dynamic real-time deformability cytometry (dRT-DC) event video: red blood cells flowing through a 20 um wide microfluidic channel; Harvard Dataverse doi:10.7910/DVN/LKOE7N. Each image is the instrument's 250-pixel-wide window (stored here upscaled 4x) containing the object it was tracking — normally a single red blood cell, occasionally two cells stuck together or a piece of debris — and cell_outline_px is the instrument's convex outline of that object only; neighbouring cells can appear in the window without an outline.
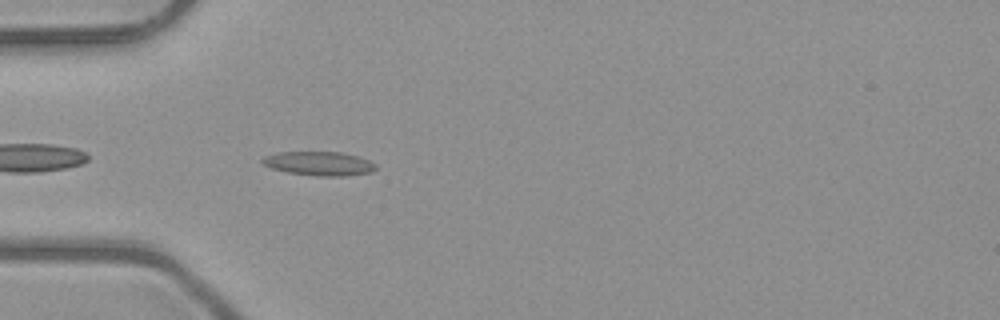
{"species": "common noctule bat (a hibernating species)", "species_latin": "Nyctalus noctula", "temperature_condition": "room temperature", "stored_images_in_passage": 39, "camera_frame_rate_fps": 3000, "um_per_image_px": 0.085, "animal": {"sex": "male", "body_mass_g": 23.1, "forearm_length_mm": 52.7}, "frame": {"image": 1, "passage_image": 3, "time_ms": 0.667, "image_size_px": [1000, 320], "cell_outline_px": [[376, 168], [372, 172], [344, 176], [320, 176], [288, 172], [272, 168], [264, 164], [260, 160], [264, 156], [280, 152], [340, 152], [356, 156], [368, 160], [376, 164]], "centroid_in_image_um": [27.13, 13.9], "position_along_channel_um": 57.9, "area_um2": 15.66}}
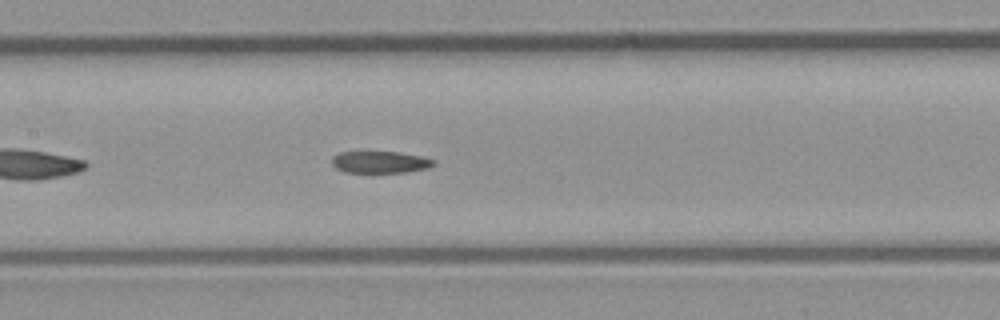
{"frame": {"image": 2, "passage_image": 12, "time_ms": 3.667, "image_size_px": [1000, 320], "cell_outline_px": [[436, 164], [428, 168], [408, 172], [344, 172], [336, 168], [332, 164], [332, 156], [340, 152], [368, 148], [400, 152], [420, 156], [436, 160]], "centroid_in_image_um": [32.27, 13.72], "position_along_channel_um": 175.1, "area_um2": 13.87}}
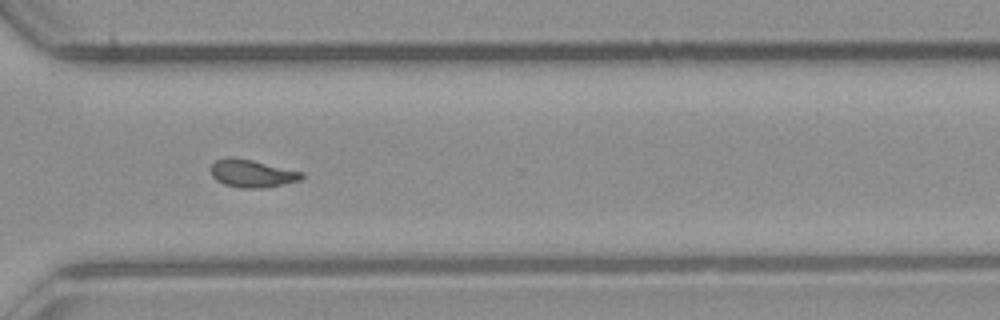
{"frame": {"image": 3, "passage_image": 25, "time_ms": 8.0, "image_size_px": [1000, 320], "cell_outline_px": [[304, 176], [300, 180], [284, 184], [260, 188], [240, 188], [224, 184], [216, 180], [212, 176], [208, 168], [216, 160], [228, 156], [232, 156], [252, 160], [304, 172]], "centroid_in_image_um": [21.38, 14.73], "position_along_channel_um": 349.2, "area_um2": 14.85}, "authors_computed_cell_mechanics": {"area_um2": 14.2766, "velocity_mm_per_s": 4.0351, "shape_relaxation_time_tau1_ms": 10.0489, "shape_relaxation_time_tau2_ms": 2.4181, "deformation_change_tau1": 0.2334, "deformation_change_tau2": 0.0902}}